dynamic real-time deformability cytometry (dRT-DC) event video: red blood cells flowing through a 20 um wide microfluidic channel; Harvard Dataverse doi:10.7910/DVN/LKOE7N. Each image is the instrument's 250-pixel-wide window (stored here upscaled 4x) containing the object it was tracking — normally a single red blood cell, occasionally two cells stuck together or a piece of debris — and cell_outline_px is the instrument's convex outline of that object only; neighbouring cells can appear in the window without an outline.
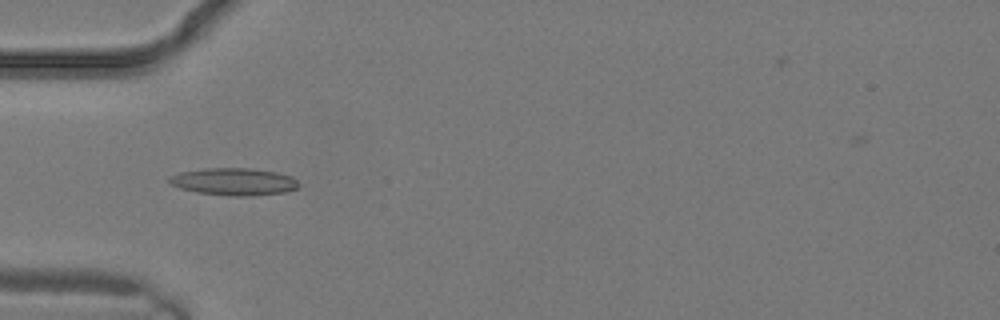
{"species": "common noctule bat (a hibernating species)", "species_latin": "Nyctalus noctula", "temperature_condition": "warm", "stored_images_in_passage": 3, "camera_frame_rate_fps": 3000, "um_per_image_px": 0.085, "animal": {"sex": "male", "body_mass_g": 19.2, "forearm_length_mm": 51.8}, "frame": {"image": 1, "passage_image": 3, "time_ms": 0.667, "image_size_px": [1000, 320], "cell_outline_px": [[300, 184], [296, 188], [284, 192], [252, 196], [228, 196], [196, 192], [180, 188], [172, 184], [168, 180], [172, 176], [180, 172], [204, 168], [252, 168], [276, 172], [292, 176]], "centroid_in_image_um": [19.9, 15.44], "position_along_channel_um": 65.1, "area_um2": 20.58}}